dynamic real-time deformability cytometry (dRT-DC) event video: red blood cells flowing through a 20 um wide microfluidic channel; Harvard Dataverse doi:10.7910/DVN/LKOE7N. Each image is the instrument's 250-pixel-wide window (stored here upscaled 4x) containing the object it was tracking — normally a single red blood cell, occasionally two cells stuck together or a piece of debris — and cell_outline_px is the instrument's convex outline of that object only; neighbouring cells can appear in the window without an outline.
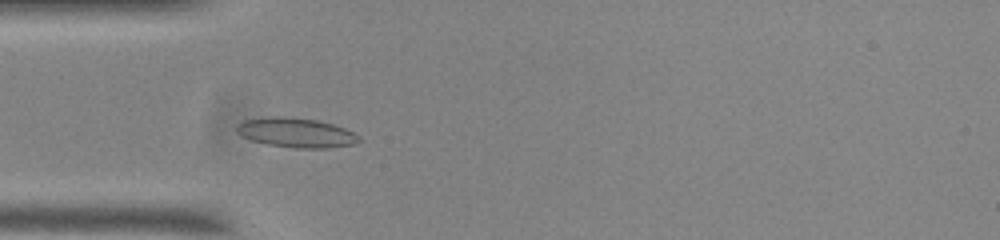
{"species": "common noctule bat (a hibernating species)", "species_latin": "Nyctalus noctula", "temperature_condition": "room temperature", "stored_images_in_passage": 51, "camera_frame_rate_fps": 3000, "um_per_image_px": 0.085, "animal": {"sex": "male", "body_mass_g": 20.0, "forearm_length_mm": 53.3}, "frame": {"image": 1, "passage_image": 12, "time_ms": 3.667, "image_size_px": [1000, 240], "cell_outline_px": [[360, 140], [356, 144], [328, 148], [296, 148], [268, 144], [252, 140], [240, 136], [236, 132], [236, 124], [244, 120], [276, 116], [284, 116], [316, 120], [332, 124], [344, 128], [360, 136]], "centroid_in_image_um": [25.16, 11.28], "position_along_channel_um": 59.8, "area_um2": 21.04}}
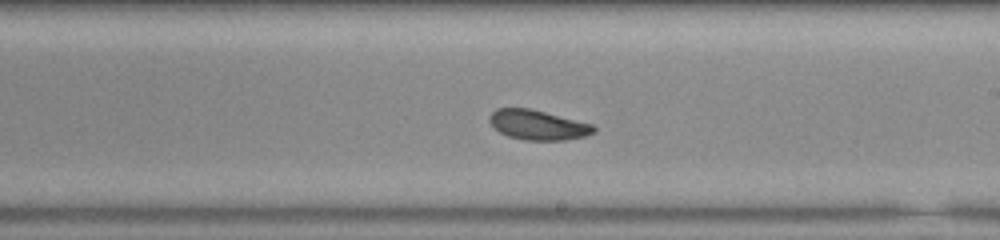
{"frame": {"image": 2, "passage_image": 27, "time_ms": 8.667, "image_size_px": [1000, 240], "cell_outline_px": [[596, 132], [584, 136], [564, 140], [524, 140], [508, 136], [500, 132], [488, 120], [488, 116], [496, 108], [528, 108], [592, 124], [596, 128]], "centroid_in_image_um": [45.7, 10.62], "position_along_channel_um": 243.3, "area_um2": 17.92}}
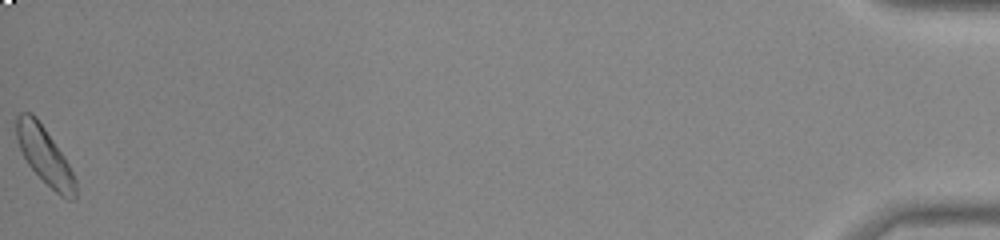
{"frame": {"image": 3, "passage_image": 51, "time_ms": 16.667, "image_size_px": [1000, 240], "cell_outline_px": [[76, 200], [68, 200], [60, 196], [28, 164], [16, 140], [16, 116], [20, 112], [32, 112], [36, 116], [64, 156], [76, 180]], "centroid_in_image_um": [3.8, 13.21], "position_along_channel_um": 431.4, "area_um2": 19.42}, "authors_computed_cell_mechanics": {"area_um2": 18.6694, "velocity_mm_per_s": 3.6969, "shape_relaxation_time_tau1_ms": 6.6109, "shape_relaxation_time_tau2_ms": 8.7511, "deformation_change_tau1": 0.1159, "deformation_change_tau2": 0.1099}}